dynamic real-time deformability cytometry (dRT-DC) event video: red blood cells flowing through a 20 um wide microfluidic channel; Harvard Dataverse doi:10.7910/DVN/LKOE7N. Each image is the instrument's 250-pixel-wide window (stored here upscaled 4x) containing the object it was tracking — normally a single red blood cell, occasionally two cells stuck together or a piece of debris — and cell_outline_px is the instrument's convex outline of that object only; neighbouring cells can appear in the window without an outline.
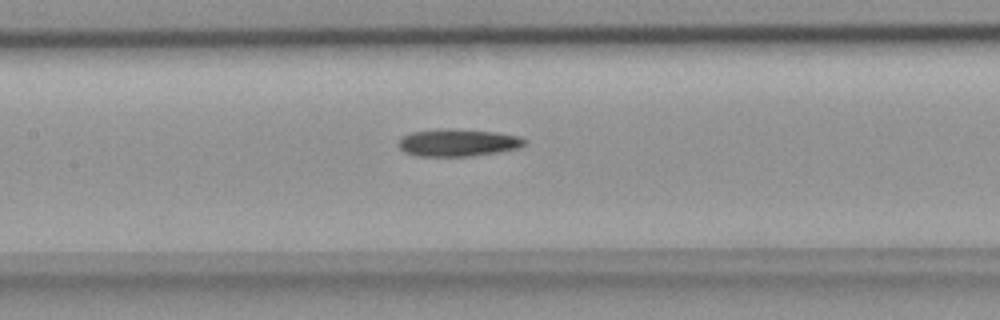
{"species": "common noctule bat (a hibernating species)", "species_latin": "Nyctalus noctula", "temperature_condition": "room temperature", "stored_images_in_passage": 34, "camera_frame_rate_fps": 3000, "um_per_image_px": 0.085, "animal": {"sex": "female", "body_mass_g": 18.4}, "frame": {"image": 1, "passage_image": 8, "time_ms": 2.333, "image_size_px": [1000, 320], "cell_outline_px": [[528, 140], [524, 144], [516, 148], [496, 152], [472, 156], [416, 156], [404, 152], [400, 148], [400, 136], [412, 132], [440, 128], [448, 128], [496, 132], [520, 136]], "centroid_in_image_um": [38.9, 12.11], "position_along_channel_um": 168.5, "area_um2": 20.11}}
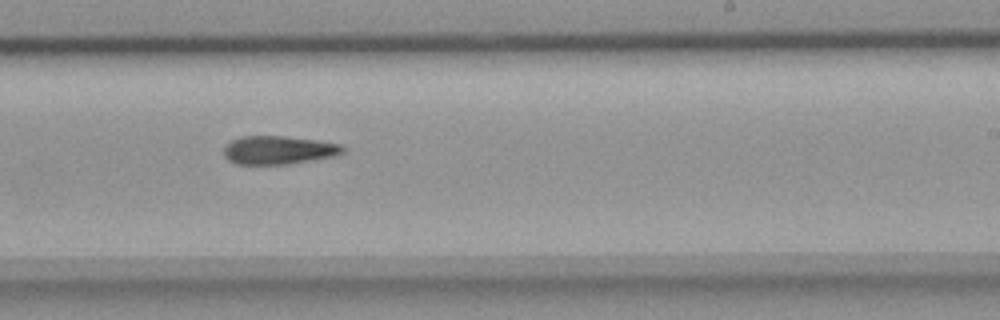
{"frame": {"image": 2, "passage_image": 15, "time_ms": 4.667, "image_size_px": [1000, 320], "cell_outline_px": [[344, 152], [336, 156], [288, 164], [236, 164], [228, 160], [224, 156], [224, 144], [240, 136], [284, 136], [316, 140], [340, 144], [344, 148]], "centroid_in_image_um": [23.65, 12.75], "position_along_channel_um": 265.4, "area_um2": 19.77}}
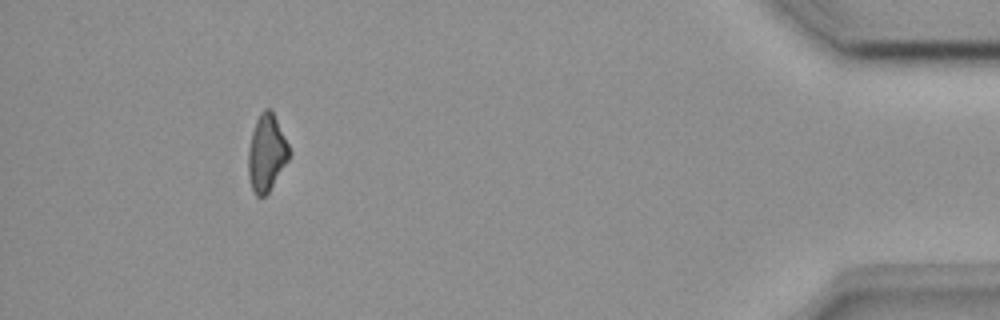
{"frame": {"image": 3, "passage_image": 30, "time_ms": 9.667, "image_size_px": [1000, 320], "cell_outline_px": [[292, 152], [288, 160], [268, 192], [264, 196], [256, 196], [252, 188], [248, 176], [248, 148], [252, 132], [256, 120], [260, 112], [264, 108], [268, 108], [272, 112]], "centroid_in_image_um": [22.65, 13.0], "position_along_channel_um": 412.6, "area_um2": 18.09}}